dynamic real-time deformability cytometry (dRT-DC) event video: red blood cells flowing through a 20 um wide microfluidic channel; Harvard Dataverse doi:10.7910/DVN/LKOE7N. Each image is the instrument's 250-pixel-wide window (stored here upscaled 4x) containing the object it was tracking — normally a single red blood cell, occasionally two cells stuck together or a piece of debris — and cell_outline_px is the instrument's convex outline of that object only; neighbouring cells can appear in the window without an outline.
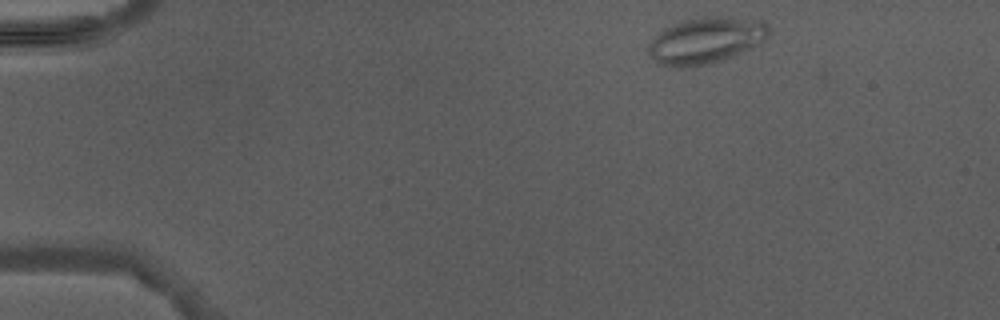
{"species": "Egyptian fruit bat (a non-hibernating species)", "species_latin": "Rousettus aegyptiacus", "temperature_condition": "warm", "stored_images_in_passage": 3, "camera_frame_rate_fps": 3000, "um_per_image_px": 0.085, "animal": {"sex": "male"}, "frame": {"image": 1, "passage_image": 1, "time_ms": 0.0, "image_size_px": [1000, 320], "cell_outline_px": [[768, 36], [760, 44], [752, 48], [732, 56], [720, 60], [704, 64], [684, 68], [668, 68], [656, 64], [648, 52], [648, 44], [664, 28], [684, 20], [704, 16], [716, 16], [764, 20], [768, 24]], "centroid_in_image_um": [59.98, 3.45], "position_along_channel_um": 25.0, "area_um2": 32.66}}